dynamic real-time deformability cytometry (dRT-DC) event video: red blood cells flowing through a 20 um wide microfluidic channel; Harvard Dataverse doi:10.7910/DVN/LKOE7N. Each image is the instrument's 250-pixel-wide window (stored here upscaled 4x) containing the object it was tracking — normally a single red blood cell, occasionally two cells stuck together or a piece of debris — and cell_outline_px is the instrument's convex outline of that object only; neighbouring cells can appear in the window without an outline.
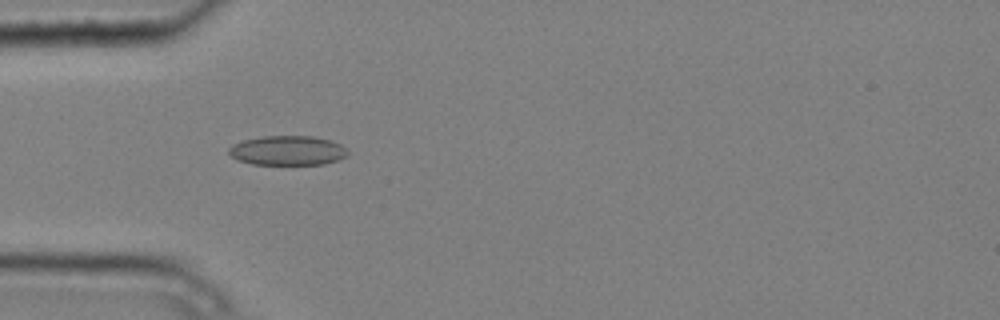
{"species": "common noctule bat (a hibernating species)", "species_latin": "Nyctalus noctula", "temperature_condition": "cold", "stored_images_in_passage": 6, "camera_frame_rate_fps": 3000, "um_per_image_px": 0.085, "animal": {"sex": "male", "body_mass_g": 20.4}, "frame": {"image": 1, "passage_image": 5, "time_ms": 1.333, "image_size_px": [1000, 320], "cell_outline_px": [[348, 156], [324, 164], [252, 164], [236, 160], [228, 152], [228, 148], [232, 144], [244, 140], [264, 136], [312, 136], [328, 140], [340, 144], [348, 152]], "centroid_in_image_um": [24.41, 12.79], "position_along_channel_um": 60.6, "area_um2": 20.35}}
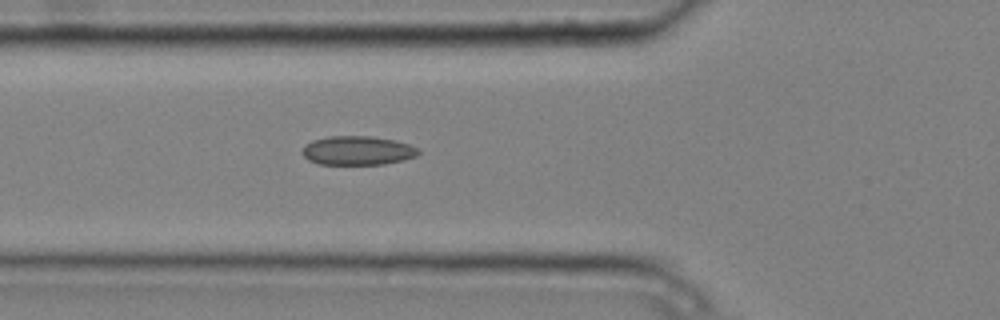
{"frame": {"image": 2, "passage_image": 6, "time_ms": 1.667, "image_size_px": [1000, 320], "cell_outline_px": [[420, 152], [416, 156], [404, 160], [384, 164], [316, 164], [308, 160], [300, 152], [304, 144], [312, 140], [328, 136], [372, 136], [396, 140], [408, 144], [416, 148]], "centroid_in_image_um": [30.35, 12.79], "position_along_channel_um": 95.5, "area_um2": 19.83}}